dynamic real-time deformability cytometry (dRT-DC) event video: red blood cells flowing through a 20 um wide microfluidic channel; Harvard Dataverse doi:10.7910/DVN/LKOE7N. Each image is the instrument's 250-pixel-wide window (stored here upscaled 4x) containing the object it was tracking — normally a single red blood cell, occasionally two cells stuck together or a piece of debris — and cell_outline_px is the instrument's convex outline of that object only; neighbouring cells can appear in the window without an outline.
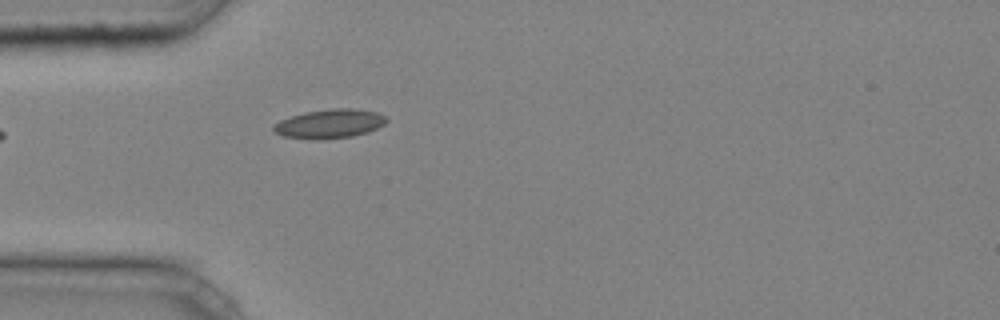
{"species": "common noctule bat (a hibernating species)", "species_latin": "Nyctalus noctula", "temperature_condition": "cold", "stored_images_in_passage": 29, "camera_frame_rate_fps": 3000, "um_per_image_px": 0.085, "animal": {"sex": "male", "body_mass_g": 20.4}, "frame": {"image": 1, "passage_image": 1, "time_ms": 0.0, "image_size_px": [1000, 320], "cell_outline_px": [[388, 120], [384, 124], [368, 132], [352, 136], [316, 140], [284, 136], [276, 132], [272, 128], [280, 120], [304, 112], [332, 108], [356, 108], [376, 112], [388, 116]], "centroid_in_image_um": [28.06, 10.5], "position_along_channel_um": 56.9, "area_um2": 19.07}}
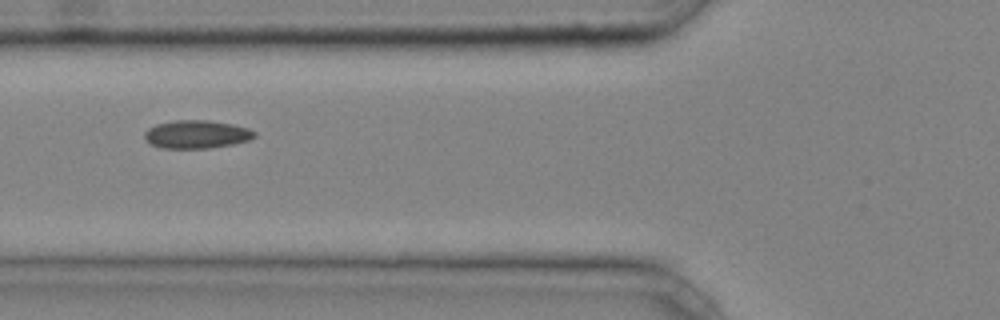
{"frame": {"image": 2, "passage_image": 5, "time_ms": 1.333, "image_size_px": [1000, 320], "cell_outline_px": [[256, 136], [248, 140], [232, 144], [208, 148], [160, 148], [152, 144], [144, 136], [144, 132], [148, 128], [156, 124], [176, 120], [208, 120], [232, 124], [248, 128], [256, 132]], "centroid_in_image_um": [16.71, 11.41], "position_along_channel_um": 109.1, "area_um2": 17.92}}